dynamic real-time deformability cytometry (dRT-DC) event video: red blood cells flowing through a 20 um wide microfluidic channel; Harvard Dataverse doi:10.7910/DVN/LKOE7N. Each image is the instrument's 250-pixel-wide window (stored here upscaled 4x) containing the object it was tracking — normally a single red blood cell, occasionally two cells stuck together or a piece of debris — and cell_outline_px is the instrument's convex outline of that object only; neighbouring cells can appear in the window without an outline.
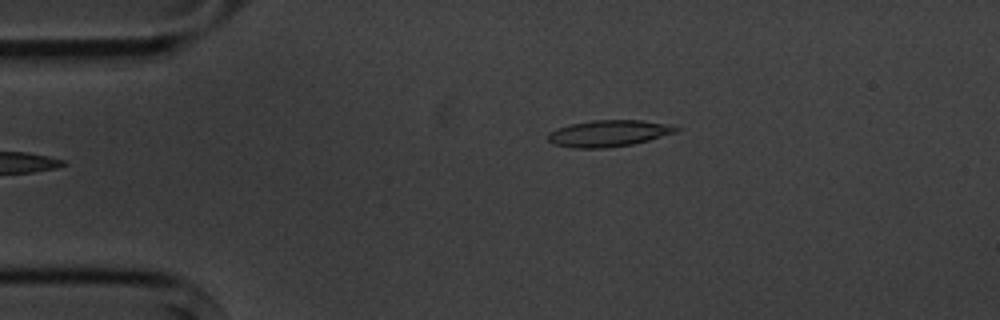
{"species": "common noctule bat (a hibernating species)", "species_latin": "Nyctalus noctula", "temperature_condition": "cold", "stored_images_in_passage": 6, "camera_frame_rate_fps": 3000, "um_per_image_px": 0.085, "animal": {"sex": "male", "body_mass_g": 20.1, "forearm_length_mm": 53.5}, "frame": {"image": 1, "passage_image": 6, "time_ms": 6.0, "image_size_px": [1000, 320], "cell_outline_px": [[680, 128], [676, 132], [648, 140], [632, 144], [604, 148], [572, 148], [556, 144], [548, 140], [548, 132], [556, 128], [572, 124], [592, 120], [640, 120], [668, 124]], "centroid_in_image_um": [51.71, 11.33], "position_along_channel_um": 33.3, "area_um2": 19.59}}